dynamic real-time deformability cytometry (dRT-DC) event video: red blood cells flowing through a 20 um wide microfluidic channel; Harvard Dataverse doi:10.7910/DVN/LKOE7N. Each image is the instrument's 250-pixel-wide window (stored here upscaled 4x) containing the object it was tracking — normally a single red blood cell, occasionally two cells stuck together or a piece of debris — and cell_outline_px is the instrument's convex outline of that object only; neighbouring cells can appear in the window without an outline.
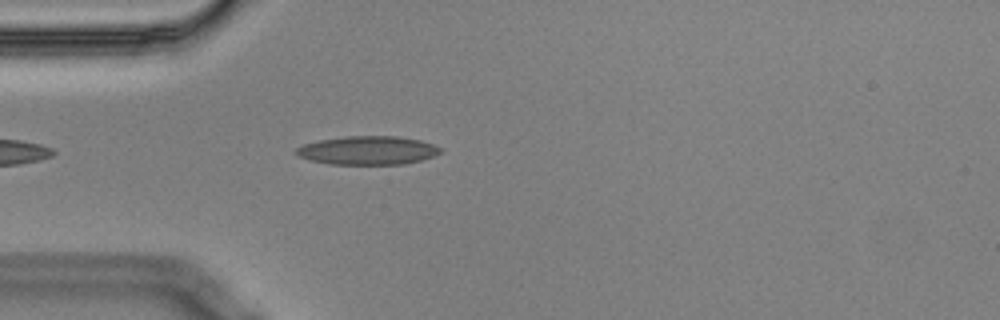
{"species": "Egyptian fruit bat (a non-hibernating species)", "species_latin": "Rousettus aegyptiacus", "temperature_condition": "cold", "stored_images_in_passage": 2, "camera_frame_rate_fps": 3000, "um_per_image_px": 0.085, "animal": {"sex": "male"}, "frame": {"image": 1, "passage_image": 2, "time_ms": 0.333, "image_size_px": [1000, 320], "cell_outline_px": [[444, 148], [440, 152], [432, 156], [420, 160], [404, 164], [328, 164], [308, 160], [296, 156], [296, 148], [304, 144], [320, 140], [348, 136], [396, 136], [420, 140]], "centroid_in_image_um": [31.23, 12.78], "position_along_channel_um": 53.8, "area_um2": 23.99}}